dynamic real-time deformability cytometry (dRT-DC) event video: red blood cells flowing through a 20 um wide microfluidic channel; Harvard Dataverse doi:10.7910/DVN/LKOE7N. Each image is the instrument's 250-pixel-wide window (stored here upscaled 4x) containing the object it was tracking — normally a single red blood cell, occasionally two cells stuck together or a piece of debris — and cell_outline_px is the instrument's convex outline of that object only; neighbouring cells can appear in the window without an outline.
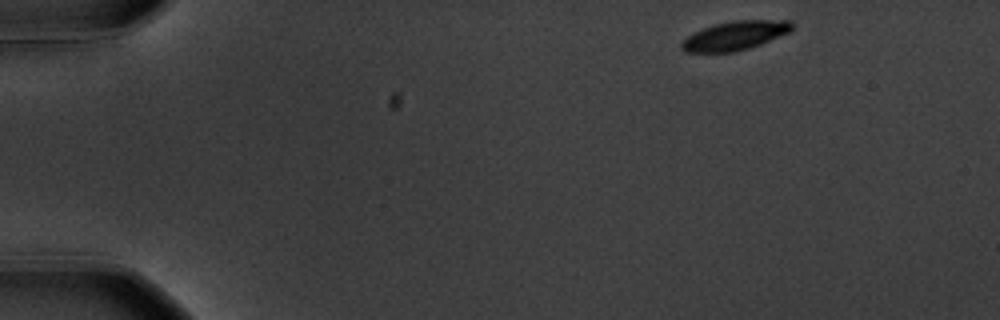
{"species": "common noctule bat (a hibernating species)", "species_latin": "Nyctalus noctula", "temperature_condition": "warm", "stored_images_in_passage": 51, "camera_frame_rate_fps": 3000, "um_per_image_px": 0.085, "animal": {"sex": "male", "body_mass_g": 20.1, "forearm_length_mm": 53.5}, "frame": {"image": 1, "passage_image": 1, "time_ms": 0.0, "image_size_px": [1000, 320], "cell_outline_px": [[792, 28], [788, 32], [760, 44], [736, 52], [684, 52], [680, 48], [680, 44], [688, 36], [704, 28], [716, 24], [732, 20], [792, 20]], "centroid_in_image_um": [62.46, 3.03], "position_along_channel_um": 22.5, "area_um2": 18.38}}
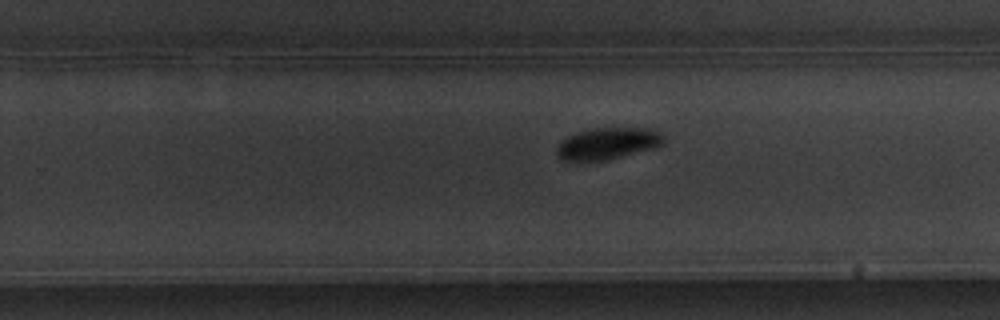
{"frame": {"image": 2, "passage_image": 31, "time_ms": 10.0, "image_size_px": [1000, 320], "cell_outline_px": [[664, 144], [656, 148], [608, 160], [564, 160], [556, 152], [556, 148], [560, 140], [576, 132], [588, 128], [648, 128], [660, 132], [664, 136]], "centroid_in_image_um": [51.68, 12.18], "position_along_channel_um": 278.1, "area_um2": 19.94}}
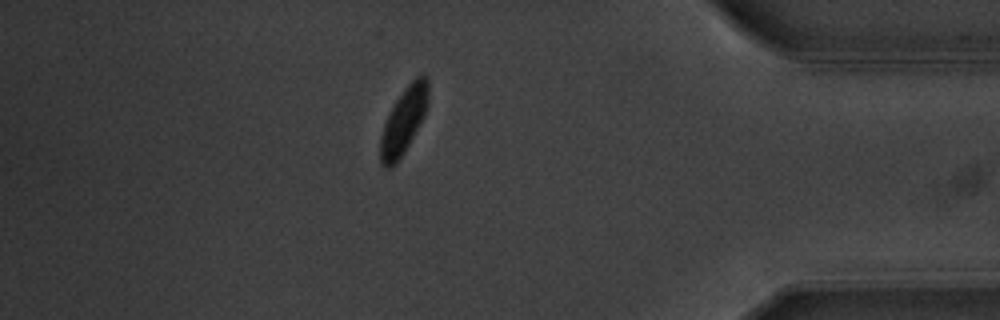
{"frame": {"image": 3, "passage_image": 44, "time_ms": 14.333, "image_size_px": [1000, 320], "cell_outline_px": [[428, 104], [424, 116], [404, 152], [396, 164], [392, 168], [384, 168], [380, 164], [380, 136], [388, 112], [404, 88], [416, 76], [424, 72], [428, 76]], "centroid_in_image_um": [34.31, 10.25], "position_along_channel_um": 400.9, "area_um2": 18.73}, "authors_computed_cell_mechanics": {"area_um2": 19.5942, "velocity_mm_per_s": 3.5422, "shape_relaxation_time_tau1_ms": 2.5443, "shape_relaxation_time_tau2_ms": null, "deformation_change_tau1": 0.1465, "deformation_change_tau2": null}}